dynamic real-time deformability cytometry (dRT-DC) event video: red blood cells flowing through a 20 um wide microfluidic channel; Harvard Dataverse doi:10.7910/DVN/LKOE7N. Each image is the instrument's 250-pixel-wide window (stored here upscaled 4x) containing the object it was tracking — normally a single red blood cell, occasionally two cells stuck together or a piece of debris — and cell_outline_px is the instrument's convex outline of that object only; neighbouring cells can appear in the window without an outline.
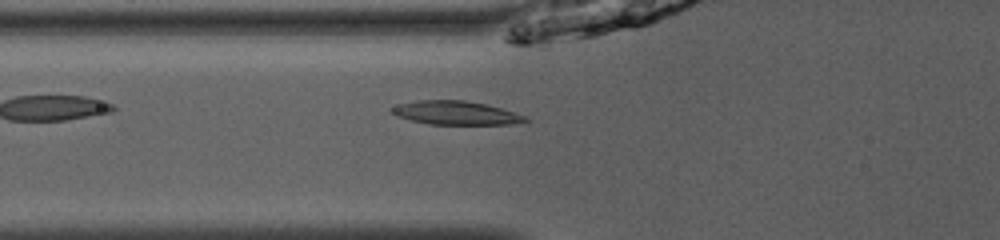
{"species": "common noctule bat (a hibernating species)", "species_latin": "Nyctalus noctula", "temperature_condition": "room temperature", "stored_images_in_passage": 34, "camera_frame_rate_fps": 3000, "um_per_image_px": 0.085, "animal": {"sex": "male", "body_mass_g": 13.0, "forearm_length_mm": 53.1}, "frame": {"image": 1, "passage_image": 3, "time_ms": 0.667, "image_size_px": [1000, 240], "cell_outline_px": [[532, 120], [512, 124], [428, 124], [412, 120], [388, 112], [388, 108], [400, 104], [416, 100], [464, 100], [484, 104], [500, 108], [524, 116]], "centroid_in_image_um": [38.7, 9.59], "position_along_channel_um": 87.1, "area_um2": 18.21}}
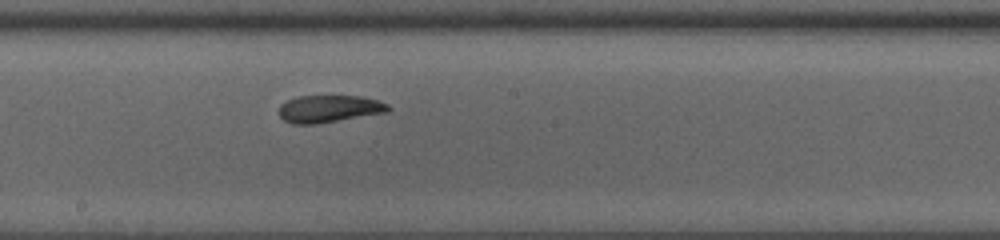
{"frame": {"image": 2, "passage_image": 13, "time_ms": 4.0, "image_size_px": [1000, 240], "cell_outline_px": [[392, 108], [388, 112], [316, 124], [292, 124], [284, 120], [280, 116], [280, 104], [296, 96], [364, 96], [388, 104]], "centroid_in_image_um": [27.99, 9.24], "position_along_channel_um": 220.2, "area_um2": 17.4}}
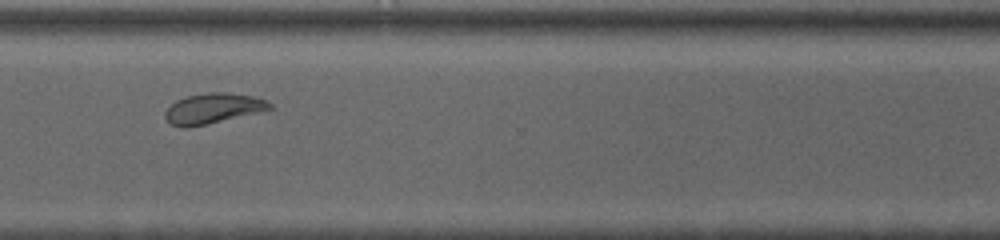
{"frame": {"image": 3, "passage_image": 23, "time_ms": 7.333, "image_size_px": [1000, 240], "cell_outline_px": [[272, 108], [256, 112], [188, 128], [180, 128], [172, 124], [164, 116], [164, 112], [176, 100], [188, 96], [212, 92], [228, 92], [252, 96], [268, 100], [272, 104]], "centroid_in_image_um": [18.08, 9.21], "position_along_channel_um": 352.5, "area_um2": 18.09}, "authors_computed_cell_mechanics": {"area_um2": 18.0914, "velocity_mm_per_s": 3.9766, "shape_relaxation_time_tau1_ms": 5.2015, "shape_relaxation_time_tau2_ms": 2.9583, "deformation_change_tau1": 0.1723, "deformation_change_tau2": 0.0686}}